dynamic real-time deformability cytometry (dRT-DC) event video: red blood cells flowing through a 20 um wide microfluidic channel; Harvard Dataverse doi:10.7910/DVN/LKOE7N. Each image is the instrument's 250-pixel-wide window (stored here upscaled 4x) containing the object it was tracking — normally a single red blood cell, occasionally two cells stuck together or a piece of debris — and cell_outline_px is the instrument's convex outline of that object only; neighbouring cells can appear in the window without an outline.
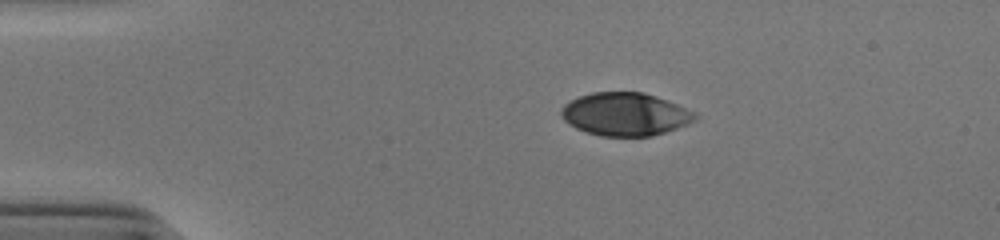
{"species": "human", "species_latin": "Homo sapiens", "temperature_condition": "cold", "stored_images_in_passage": 43, "camera_frame_rate_fps": 3000, "um_per_image_px": 0.085, "donor": {"sex": "male"}, "frame": {"image": 1, "passage_image": 1, "time_ms": 0.0, "image_size_px": [1000, 240], "cell_outline_px": [[700, 116], [696, 120], [688, 124], [652, 136], [600, 136], [576, 128], [568, 124], [560, 116], [560, 108], [564, 104], [580, 96], [592, 92], [644, 92], [656, 96], [696, 112]], "centroid_in_image_um": [53.14, 9.71], "position_along_channel_um": 31.9, "area_um2": 33.64}}
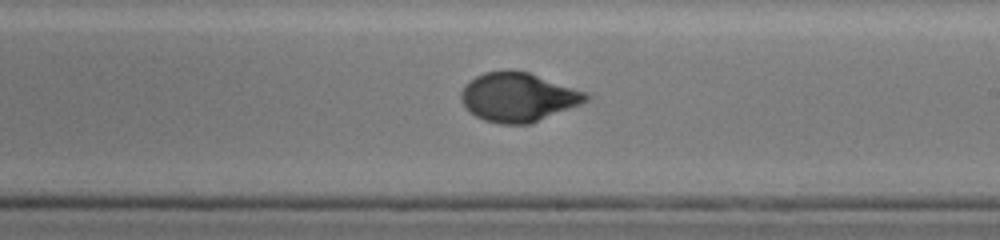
{"frame": {"image": 2, "passage_image": 22, "time_ms": 7.0, "image_size_px": [1000, 240], "cell_outline_px": [[592, 96], [588, 100], [580, 104], [528, 124], [500, 124], [484, 120], [476, 116], [460, 100], [460, 92], [464, 84], [476, 76], [484, 72], [508, 68], [528, 72], [588, 92]], "centroid_in_image_um": [44.03, 8.22], "position_along_channel_um": 245.0, "area_um2": 35.78}}
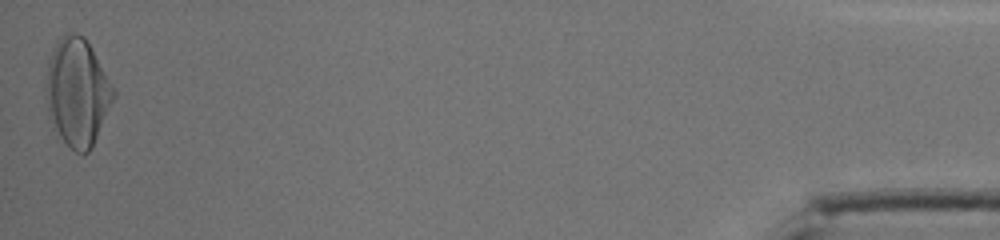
{"frame": {"image": 3, "passage_image": 43, "time_ms": 14.0, "image_size_px": [1000, 240], "cell_outline_px": [[116, 96], [92, 148], [88, 152], [76, 152], [52, 128], [48, 116], [44, 96], [48, 60], [56, 40], [64, 32], [72, 32], [84, 36], [116, 88]], "centroid_in_image_um": [6.56, 7.81], "position_along_channel_um": 428.6, "area_um2": 43.18}, "authors_computed_cell_mechanics": {"area_um2": 35.6626, "velocity_mm_per_s": 3.8881, "shape_relaxation_time_tau1_ms": 3.7341, "shape_relaxation_time_tau2_ms": null, "deformation_change_tau1": 0.1996, "deformation_change_tau2": null}}